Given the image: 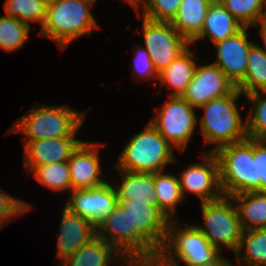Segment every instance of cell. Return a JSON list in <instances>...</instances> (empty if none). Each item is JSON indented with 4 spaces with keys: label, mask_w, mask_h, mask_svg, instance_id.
<instances>
[{
    "label": "cell",
    "mask_w": 266,
    "mask_h": 266,
    "mask_svg": "<svg viewBox=\"0 0 266 266\" xmlns=\"http://www.w3.org/2000/svg\"><path fill=\"white\" fill-rule=\"evenodd\" d=\"M235 87L217 65L201 64L197 66L194 78L181 97L198 109L212 99L229 94Z\"/></svg>",
    "instance_id": "obj_14"
},
{
    "label": "cell",
    "mask_w": 266,
    "mask_h": 266,
    "mask_svg": "<svg viewBox=\"0 0 266 266\" xmlns=\"http://www.w3.org/2000/svg\"><path fill=\"white\" fill-rule=\"evenodd\" d=\"M254 160H256L259 192L266 193V140L254 139Z\"/></svg>",
    "instance_id": "obj_36"
},
{
    "label": "cell",
    "mask_w": 266,
    "mask_h": 266,
    "mask_svg": "<svg viewBox=\"0 0 266 266\" xmlns=\"http://www.w3.org/2000/svg\"><path fill=\"white\" fill-rule=\"evenodd\" d=\"M85 114L66 105L41 104L17 118L9 131L22 133L25 138L23 141L76 137L84 123Z\"/></svg>",
    "instance_id": "obj_1"
},
{
    "label": "cell",
    "mask_w": 266,
    "mask_h": 266,
    "mask_svg": "<svg viewBox=\"0 0 266 266\" xmlns=\"http://www.w3.org/2000/svg\"><path fill=\"white\" fill-rule=\"evenodd\" d=\"M195 56L188 47L167 68L158 73L161 88L167 85L166 87L173 90L168 92L167 96L181 97L185 93L198 66Z\"/></svg>",
    "instance_id": "obj_19"
},
{
    "label": "cell",
    "mask_w": 266,
    "mask_h": 266,
    "mask_svg": "<svg viewBox=\"0 0 266 266\" xmlns=\"http://www.w3.org/2000/svg\"><path fill=\"white\" fill-rule=\"evenodd\" d=\"M61 215L56 257L63 261L96 236V227L65 206Z\"/></svg>",
    "instance_id": "obj_18"
},
{
    "label": "cell",
    "mask_w": 266,
    "mask_h": 266,
    "mask_svg": "<svg viewBox=\"0 0 266 266\" xmlns=\"http://www.w3.org/2000/svg\"><path fill=\"white\" fill-rule=\"evenodd\" d=\"M257 29V27H259V31H260V35L262 37L263 40V47H261L263 49V51L266 53V12L265 14L257 21V23L251 28H255Z\"/></svg>",
    "instance_id": "obj_37"
},
{
    "label": "cell",
    "mask_w": 266,
    "mask_h": 266,
    "mask_svg": "<svg viewBox=\"0 0 266 266\" xmlns=\"http://www.w3.org/2000/svg\"><path fill=\"white\" fill-rule=\"evenodd\" d=\"M236 88L245 96L266 91V53L260 45L250 47L245 77Z\"/></svg>",
    "instance_id": "obj_27"
},
{
    "label": "cell",
    "mask_w": 266,
    "mask_h": 266,
    "mask_svg": "<svg viewBox=\"0 0 266 266\" xmlns=\"http://www.w3.org/2000/svg\"><path fill=\"white\" fill-rule=\"evenodd\" d=\"M125 266H160L157 260H127Z\"/></svg>",
    "instance_id": "obj_38"
},
{
    "label": "cell",
    "mask_w": 266,
    "mask_h": 266,
    "mask_svg": "<svg viewBox=\"0 0 266 266\" xmlns=\"http://www.w3.org/2000/svg\"><path fill=\"white\" fill-rule=\"evenodd\" d=\"M129 213L130 230H134L157 254L163 248L170 220L155 202L118 200Z\"/></svg>",
    "instance_id": "obj_11"
},
{
    "label": "cell",
    "mask_w": 266,
    "mask_h": 266,
    "mask_svg": "<svg viewBox=\"0 0 266 266\" xmlns=\"http://www.w3.org/2000/svg\"><path fill=\"white\" fill-rule=\"evenodd\" d=\"M96 235L113 246L125 260H157L158 254L130 230L129 213L119 204L96 226Z\"/></svg>",
    "instance_id": "obj_8"
},
{
    "label": "cell",
    "mask_w": 266,
    "mask_h": 266,
    "mask_svg": "<svg viewBox=\"0 0 266 266\" xmlns=\"http://www.w3.org/2000/svg\"><path fill=\"white\" fill-rule=\"evenodd\" d=\"M31 208L30 203L15 198L4 190H0V217L15 218V216L28 212Z\"/></svg>",
    "instance_id": "obj_35"
},
{
    "label": "cell",
    "mask_w": 266,
    "mask_h": 266,
    "mask_svg": "<svg viewBox=\"0 0 266 266\" xmlns=\"http://www.w3.org/2000/svg\"><path fill=\"white\" fill-rule=\"evenodd\" d=\"M128 4L132 5L136 0H125Z\"/></svg>",
    "instance_id": "obj_42"
},
{
    "label": "cell",
    "mask_w": 266,
    "mask_h": 266,
    "mask_svg": "<svg viewBox=\"0 0 266 266\" xmlns=\"http://www.w3.org/2000/svg\"><path fill=\"white\" fill-rule=\"evenodd\" d=\"M135 59H134V74L141 79V81H150L151 79L158 80V73L155 70L151 57L144 46L137 47L135 49Z\"/></svg>",
    "instance_id": "obj_34"
},
{
    "label": "cell",
    "mask_w": 266,
    "mask_h": 266,
    "mask_svg": "<svg viewBox=\"0 0 266 266\" xmlns=\"http://www.w3.org/2000/svg\"><path fill=\"white\" fill-rule=\"evenodd\" d=\"M245 97L253 106L246 116L247 137L266 140V91L255 92Z\"/></svg>",
    "instance_id": "obj_30"
},
{
    "label": "cell",
    "mask_w": 266,
    "mask_h": 266,
    "mask_svg": "<svg viewBox=\"0 0 266 266\" xmlns=\"http://www.w3.org/2000/svg\"><path fill=\"white\" fill-rule=\"evenodd\" d=\"M204 266H234L228 258L222 256L217 262Z\"/></svg>",
    "instance_id": "obj_39"
},
{
    "label": "cell",
    "mask_w": 266,
    "mask_h": 266,
    "mask_svg": "<svg viewBox=\"0 0 266 266\" xmlns=\"http://www.w3.org/2000/svg\"><path fill=\"white\" fill-rule=\"evenodd\" d=\"M219 162L220 187L223 196L259 192L254 139L225 145L214 152Z\"/></svg>",
    "instance_id": "obj_6"
},
{
    "label": "cell",
    "mask_w": 266,
    "mask_h": 266,
    "mask_svg": "<svg viewBox=\"0 0 266 266\" xmlns=\"http://www.w3.org/2000/svg\"><path fill=\"white\" fill-rule=\"evenodd\" d=\"M94 3V0H58L48 5L38 35L53 40L61 49L85 34L92 35V30L100 29L90 11Z\"/></svg>",
    "instance_id": "obj_3"
},
{
    "label": "cell",
    "mask_w": 266,
    "mask_h": 266,
    "mask_svg": "<svg viewBox=\"0 0 266 266\" xmlns=\"http://www.w3.org/2000/svg\"><path fill=\"white\" fill-rule=\"evenodd\" d=\"M156 204L169 220H175L176 208L183 201L178 176L163 171L154 173Z\"/></svg>",
    "instance_id": "obj_26"
},
{
    "label": "cell",
    "mask_w": 266,
    "mask_h": 266,
    "mask_svg": "<svg viewBox=\"0 0 266 266\" xmlns=\"http://www.w3.org/2000/svg\"><path fill=\"white\" fill-rule=\"evenodd\" d=\"M177 223V218L169 222L164 246L157 256L160 266H204L223 256L194 224L182 228Z\"/></svg>",
    "instance_id": "obj_4"
},
{
    "label": "cell",
    "mask_w": 266,
    "mask_h": 266,
    "mask_svg": "<svg viewBox=\"0 0 266 266\" xmlns=\"http://www.w3.org/2000/svg\"><path fill=\"white\" fill-rule=\"evenodd\" d=\"M211 0H182L172 26L189 42L202 30Z\"/></svg>",
    "instance_id": "obj_22"
},
{
    "label": "cell",
    "mask_w": 266,
    "mask_h": 266,
    "mask_svg": "<svg viewBox=\"0 0 266 266\" xmlns=\"http://www.w3.org/2000/svg\"><path fill=\"white\" fill-rule=\"evenodd\" d=\"M48 189L56 192L71 191L70 168L68 161L50 163L35 167L30 173Z\"/></svg>",
    "instance_id": "obj_28"
},
{
    "label": "cell",
    "mask_w": 266,
    "mask_h": 266,
    "mask_svg": "<svg viewBox=\"0 0 266 266\" xmlns=\"http://www.w3.org/2000/svg\"><path fill=\"white\" fill-rule=\"evenodd\" d=\"M203 225H195L220 252L221 246L235 253L242 235L237 207L230 196L201 203Z\"/></svg>",
    "instance_id": "obj_7"
},
{
    "label": "cell",
    "mask_w": 266,
    "mask_h": 266,
    "mask_svg": "<svg viewBox=\"0 0 266 266\" xmlns=\"http://www.w3.org/2000/svg\"><path fill=\"white\" fill-rule=\"evenodd\" d=\"M4 9L7 16L31 25L30 22L44 23L47 6L41 0H6Z\"/></svg>",
    "instance_id": "obj_32"
},
{
    "label": "cell",
    "mask_w": 266,
    "mask_h": 266,
    "mask_svg": "<svg viewBox=\"0 0 266 266\" xmlns=\"http://www.w3.org/2000/svg\"><path fill=\"white\" fill-rule=\"evenodd\" d=\"M106 144L83 141L68 160L71 178V191L91 189L104 185L99 148Z\"/></svg>",
    "instance_id": "obj_15"
},
{
    "label": "cell",
    "mask_w": 266,
    "mask_h": 266,
    "mask_svg": "<svg viewBox=\"0 0 266 266\" xmlns=\"http://www.w3.org/2000/svg\"><path fill=\"white\" fill-rule=\"evenodd\" d=\"M83 141L76 137L24 141V168L29 174L35 167L68 161Z\"/></svg>",
    "instance_id": "obj_17"
},
{
    "label": "cell",
    "mask_w": 266,
    "mask_h": 266,
    "mask_svg": "<svg viewBox=\"0 0 266 266\" xmlns=\"http://www.w3.org/2000/svg\"><path fill=\"white\" fill-rule=\"evenodd\" d=\"M15 219L12 217H0V230L10 223V220Z\"/></svg>",
    "instance_id": "obj_40"
},
{
    "label": "cell",
    "mask_w": 266,
    "mask_h": 266,
    "mask_svg": "<svg viewBox=\"0 0 266 266\" xmlns=\"http://www.w3.org/2000/svg\"><path fill=\"white\" fill-rule=\"evenodd\" d=\"M65 207L90 221L95 227L118 205L113 182L96 188L70 191Z\"/></svg>",
    "instance_id": "obj_13"
},
{
    "label": "cell",
    "mask_w": 266,
    "mask_h": 266,
    "mask_svg": "<svg viewBox=\"0 0 266 266\" xmlns=\"http://www.w3.org/2000/svg\"><path fill=\"white\" fill-rule=\"evenodd\" d=\"M142 18L144 48L149 53L155 70L160 73L191 44L170 22Z\"/></svg>",
    "instance_id": "obj_10"
},
{
    "label": "cell",
    "mask_w": 266,
    "mask_h": 266,
    "mask_svg": "<svg viewBox=\"0 0 266 266\" xmlns=\"http://www.w3.org/2000/svg\"><path fill=\"white\" fill-rule=\"evenodd\" d=\"M247 29L243 27L235 35L215 44L217 65L226 77L237 86L245 77L250 47L255 43L249 39Z\"/></svg>",
    "instance_id": "obj_16"
},
{
    "label": "cell",
    "mask_w": 266,
    "mask_h": 266,
    "mask_svg": "<svg viewBox=\"0 0 266 266\" xmlns=\"http://www.w3.org/2000/svg\"><path fill=\"white\" fill-rule=\"evenodd\" d=\"M201 163H194L179 173L180 189L185 198L189 192L199 197L200 202L213 201L223 196L220 187L219 162L213 152H204Z\"/></svg>",
    "instance_id": "obj_12"
},
{
    "label": "cell",
    "mask_w": 266,
    "mask_h": 266,
    "mask_svg": "<svg viewBox=\"0 0 266 266\" xmlns=\"http://www.w3.org/2000/svg\"><path fill=\"white\" fill-rule=\"evenodd\" d=\"M167 101L150 120V123L180 152H184L198 124L194 107L182 97L167 96Z\"/></svg>",
    "instance_id": "obj_9"
},
{
    "label": "cell",
    "mask_w": 266,
    "mask_h": 266,
    "mask_svg": "<svg viewBox=\"0 0 266 266\" xmlns=\"http://www.w3.org/2000/svg\"><path fill=\"white\" fill-rule=\"evenodd\" d=\"M46 6L57 2L58 0H41Z\"/></svg>",
    "instance_id": "obj_41"
},
{
    "label": "cell",
    "mask_w": 266,
    "mask_h": 266,
    "mask_svg": "<svg viewBox=\"0 0 266 266\" xmlns=\"http://www.w3.org/2000/svg\"><path fill=\"white\" fill-rule=\"evenodd\" d=\"M182 0H136L131 6L142 11V17L156 22H171ZM141 4V5H140ZM141 6V7H140Z\"/></svg>",
    "instance_id": "obj_33"
},
{
    "label": "cell",
    "mask_w": 266,
    "mask_h": 266,
    "mask_svg": "<svg viewBox=\"0 0 266 266\" xmlns=\"http://www.w3.org/2000/svg\"><path fill=\"white\" fill-rule=\"evenodd\" d=\"M178 163L173 153V147L149 122L139 133L130 137L124 146L116 170L156 173L164 171L166 165Z\"/></svg>",
    "instance_id": "obj_5"
},
{
    "label": "cell",
    "mask_w": 266,
    "mask_h": 266,
    "mask_svg": "<svg viewBox=\"0 0 266 266\" xmlns=\"http://www.w3.org/2000/svg\"><path fill=\"white\" fill-rule=\"evenodd\" d=\"M219 2L243 27L250 29L266 12L263 0H220Z\"/></svg>",
    "instance_id": "obj_31"
},
{
    "label": "cell",
    "mask_w": 266,
    "mask_h": 266,
    "mask_svg": "<svg viewBox=\"0 0 266 266\" xmlns=\"http://www.w3.org/2000/svg\"><path fill=\"white\" fill-rule=\"evenodd\" d=\"M242 93L235 87L229 94L215 98L200 106L203 116L200 129L205 143L216 144L206 152H215L219 148L247 138L246 119L242 118L237 100Z\"/></svg>",
    "instance_id": "obj_2"
},
{
    "label": "cell",
    "mask_w": 266,
    "mask_h": 266,
    "mask_svg": "<svg viewBox=\"0 0 266 266\" xmlns=\"http://www.w3.org/2000/svg\"><path fill=\"white\" fill-rule=\"evenodd\" d=\"M242 28L243 26L220 2H211L205 17L204 26L190 44H195L197 41L208 37L215 45L235 35Z\"/></svg>",
    "instance_id": "obj_20"
},
{
    "label": "cell",
    "mask_w": 266,
    "mask_h": 266,
    "mask_svg": "<svg viewBox=\"0 0 266 266\" xmlns=\"http://www.w3.org/2000/svg\"><path fill=\"white\" fill-rule=\"evenodd\" d=\"M263 2H264L265 9H266V0H263Z\"/></svg>",
    "instance_id": "obj_43"
},
{
    "label": "cell",
    "mask_w": 266,
    "mask_h": 266,
    "mask_svg": "<svg viewBox=\"0 0 266 266\" xmlns=\"http://www.w3.org/2000/svg\"><path fill=\"white\" fill-rule=\"evenodd\" d=\"M234 254L237 266H266V229L242 231Z\"/></svg>",
    "instance_id": "obj_25"
},
{
    "label": "cell",
    "mask_w": 266,
    "mask_h": 266,
    "mask_svg": "<svg viewBox=\"0 0 266 266\" xmlns=\"http://www.w3.org/2000/svg\"><path fill=\"white\" fill-rule=\"evenodd\" d=\"M242 231L266 229V193L245 192L232 196Z\"/></svg>",
    "instance_id": "obj_23"
},
{
    "label": "cell",
    "mask_w": 266,
    "mask_h": 266,
    "mask_svg": "<svg viewBox=\"0 0 266 266\" xmlns=\"http://www.w3.org/2000/svg\"><path fill=\"white\" fill-rule=\"evenodd\" d=\"M122 175L119 184H113L118 200L151 201L156 203L154 173L117 170Z\"/></svg>",
    "instance_id": "obj_24"
},
{
    "label": "cell",
    "mask_w": 266,
    "mask_h": 266,
    "mask_svg": "<svg viewBox=\"0 0 266 266\" xmlns=\"http://www.w3.org/2000/svg\"><path fill=\"white\" fill-rule=\"evenodd\" d=\"M124 266L127 260L111 245L97 235L79 248L73 255L61 261L59 266H110L113 258ZM122 260V261H121Z\"/></svg>",
    "instance_id": "obj_21"
},
{
    "label": "cell",
    "mask_w": 266,
    "mask_h": 266,
    "mask_svg": "<svg viewBox=\"0 0 266 266\" xmlns=\"http://www.w3.org/2000/svg\"><path fill=\"white\" fill-rule=\"evenodd\" d=\"M31 25L12 16L0 17V48L7 51H15L23 47L27 41Z\"/></svg>",
    "instance_id": "obj_29"
}]
</instances>
